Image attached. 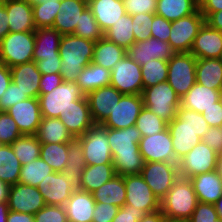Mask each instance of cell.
<instances>
[{"instance_id":"obj_20","label":"cell","mask_w":222,"mask_h":222,"mask_svg":"<svg viewBox=\"0 0 222 222\" xmlns=\"http://www.w3.org/2000/svg\"><path fill=\"white\" fill-rule=\"evenodd\" d=\"M124 94L109 85L89 92L86 97L89 102L91 117L95 124H103L111 114L110 109L119 102Z\"/></svg>"},{"instance_id":"obj_29","label":"cell","mask_w":222,"mask_h":222,"mask_svg":"<svg viewBox=\"0 0 222 222\" xmlns=\"http://www.w3.org/2000/svg\"><path fill=\"white\" fill-rule=\"evenodd\" d=\"M189 179L193 185L198 202L215 204L222 196V179L215 170Z\"/></svg>"},{"instance_id":"obj_37","label":"cell","mask_w":222,"mask_h":222,"mask_svg":"<svg viewBox=\"0 0 222 222\" xmlns=\"http://www.w3.org/2000/svg\"><path fill=\"white\" fill-rule=\"evenodd\" d=\"M114 175L116 173L113 164L86 165L78 189L93 193Z\"/></svg>"},{"instance_id":"obj_17","label":"cell","mask_w":222,"mask_h":222,"mask_svg":"<svg viewBox=\"0 0 222 222\" xmlns=\"http://www.w3.org/2000/svg\"><path fill=\"white\" fill-rule=\"evenodd\" d=\"M6 112L16 122L22 135H36L42 114L38 98H28L19 101Z\"/></svg>"},{"instance_id":"obj_75","label":"cell","mask_w":222,"mask_h":222,"mask_svg":"<svg viewBox=\"0 0 222 222\" xmlns=\"http://www.w3.org/2000/svg\"><path fill=\"white\" fill-rule=\"evenodd\" d=\"M217 163H222V147L217 152Z\"/></svg>"},{"instance_id":"obj_32","label":"cell","mask_w":222,"mask_h":222,"mask_svg":"<svg viewBox=\"0 0 222 222\" xmlns=\"http://www.w3.org/2000/svg\"><path fill=\"white\" fill-rule=\"evenodd\" d=\"M95 202L123 207L126 202V186L121 175H114L108 182L92 193Z\"/></svg>"},{"instance_id":"obj_41","label":"cell","mask_w":222,"mask_h":222,"mask_svg":"<svg viewBox=\"0 0 222 222\" xmlns=\"http://www.w3.org/2000/svg\"><path fill=\"white\" fill-rule=\"evenodd\" d=\"M104 37L127 50L133 43H135L132 16L127 13L122 15L120 20L104 32Z\"/></svg>"},{"instance_id":"obj_69","label":"cell","mask_w":222,"mask_h":222,"mask_svg":"<svg viewBox=\"0 0 222 222\" xmlns=\"http://www.w3.org/2000/svg\"><path fill=\"white\" fill-rule=\"evenodd\" d=\"M11 185L0 180V203L7 202Z\"/></svg>"},{"instance_id":"obj_55","label":"cell","mask_w":222,"mask_h":222,"mask_svg":"<svg viewBox=\"0 0 222 222\" xmlns=\"http://www.w3.org/2000/svg\"><path fill=\"white\" fill-rule=\"evenodd\" d=\"M126 13L130 16L139 13H155L157 0H123Z\"/></svg>"},{"instance_id":"obj_36","label":"cell","mask_w":222,"mask_h":222,"mask_svg":"<svg viewBox=\"0 0 222 222\" xmlns=\"http://www.w3.org/2000/svg\"><path fill=\"white\" fill-rule=\"evenodd\" d=\"M110 73V70L91 62L80 72L76 84L87 95L93 90L109 86Z\"/></svg>"},{"instance_id":"obj_59","label":"cell","mask_w":222,"mask_h":222,"mask_svg":"<svg viewBox=\"0 0 222 222\" xmlns=\"http://www.w3.org/2000/svg\"><path fill=\"white\" fill-rule=\"evenodd\" d=\"M203 118L207 121L209 127L222 126V103L221 100L214 103L208 109L202 112Z\"/></svg>"},{"instance_id":"obj_60","label":"cell","mask_w":222,"mask_h":222,"mask_svg":"<svg viewBox=\"0 0 222 222\" xmlns=\"http://www.w3.org/2000/svg\"><path fill=\"white\" fill-rule=\"evenodd\" d=\"M201 139L202 142L206 143L210 148L218 152L222 147V126L209 127Z\"/></svg>"},{"instance_id":"obj_19","label":"cell","mask_w":222,"mask_h":222,"mask_svg":"<svg viewBox=\"0 0 222 222\" xmlns=\"http://www.w3.org/2000/svg\"><path fill=\"white\" fill-rule=\"evenodd\" d=\"M37 188L46 205L64 206L76 190L66 179L63 172H53L41 181Z\"/></svg>"},{"instance_id":"obj_70","label":"cell","mask_w":222,"mask_h":222,"mask_svg":"<svg viewBox=\"0 0 222 222\" xmlns=\"http://www.w3.org/2000/svg\"><path fill=\"white\" fill-rule=\"evenodd\" d=\"M9 211L7 202L0 203V222H7Z\"/></svg>"},{"instance_id":"obj_5","label":"cell","mask_w":222,"mask_h":222,"mask_svg":"<svg viewBox=\"0 0 222 222\" xmlns=\"http://www.w3.org/2000/svg\"><path fill=\"white\" fill-rule=\"evenodd\" d=\"M143 105L167 123L177 115L180 97L167 81L145 88L142 91Z\"/></svg>"},{"instance_id":"obj_24","label":"cell","mask_w":222,"mask_h":222,"mask_svg":"<svg viewBox=\"0 0 222 222\" xmlns=\"http://www.w3.org/2000/svg\"><path fill=\"white\" fill-rule=\"evenodd\" d=\"M11 81L19 89L28 95L29 98H38L40 92L41 72L38 70L36 62H28L15 65L10 68Z\"/></svg>"},{"instance_id":"obj_21","label":"cell","mask_w":222,"mask_h":222,"mask_svg":"<svg viewBox=\"0 0 222 222\" xmlns=\"http://www.w3.org/2000/svg\"><path fill=\"white\" fill-rule=\"evenodd\" d=\"M59 119L74 138L83 135L95 124L86 95L80 100L73 101V105L63 112Z\"/></svg>"},{"instance_id":"obj_68","label":"cell","mask_w":222,"mask_h":222,"mask_svg":"<svg viewBox=\"0 0 222 222\" xmlns=\"http://www.w3.org/2000/svg\"><path fill=\"white\" fill-rule=\"evenodd\" d=\"M165 216L161 212V210H158L153 213L146 214L141 220L138 222H162L163 218Z\"/></svg>"},{"instance_id":"obj_7","label":"cell","mask_w":222,"mask_h":222,"mask_svg":"<svg viewBox=\"0 0 222 222\" xmlns=\"http://www.w3.org/2000/svg\"><path fill=\"white\" fill-rule=\"evenodd\" d=\"M85 94L73 82L63 81L50 93L39 94L38 100L42 117L59 118L73 101L80 100Z\"/></svg>"},{"instance_id":"obj_31","label":"cell","mask_w":222,"mask_h":222,"mask_svg":"<svg viewBox=\"0 0 222 222\" xmlns=\"http://www.w3.org/2000/svg\"><path fill=\"white\" fill-rule=\"evenodd\" d=\"M61 34L54 28H38L35 30V48L33 61L44 60V58L60 56L59 44Z\"/></svg>"},{"instance_id":"obj_6","label":"cell","mask_w":222,"mask_h":222,"mask_svg":"<svg viewBox=\"0 0 222 222\" xmlns=\"http://www.w3.org/2000/svg\"><path fill=\"white\" fill-rule=\"evenodd\" d=\"M197 58L190 52L175 53L168 60L167 82L182 98L196 83Z\"/></svg>"},{"instance_id":"obj_12","label":"cell","mask_w":222,"mask_h":222,"mask_svg":"<svg viewBox=\"0 0 222 222\" xmlns=\"http://www.w3.org/2000/svg\"><path fill=\"white\" fill-rule=\"evenodd\" d=\"M110 85L122 94L141 95V66L128 55L118 61L110 73Z\"/></svg>"},{"instance_id":"obj_77","label":"cell","mask_w":222,"mask_h":222,"mask_svg":"<svg viewBox=\"0 0 222 222\" xmlns=\"http://www.w3.org/2000/svg\"><path fill=\"white\" fill-rule=\"evenodd\" d=\"M219 59H220V61L222 62V52H221V55H220Z\"/></svg>"},{"instance_id":"obj_13","label":"cell","mask_w":222,"mask_h":222,"mask_svg":"<svg viewBox=\"0 0 222 222\" xmlns=\"http://www.w3.org/2000/svg\"><path fill=\"white\" fill-rule=\"evenodd\" d=\"M123 178L126 186L125 205L134 206L146 214L160 210V199L153 193L140 174L127 175Z\"/></svg>"},{"instance_id":"obj_63","label":"cell","mask_w":222,"mask_h":222,"mask_svg":"<svg viewBox=\"0 0 222 222\" xmlns=\"http://www.w3.org/2000/svg\"><path fill=\"white\" fill-rule=\"evenodd\" d=\"M199 10L206 19L211 13L222 10V0H199Z\"/></svg>"},{"instance_id":"obj_27","label":"cell","mask_w":222,"mask_h":222,"mask_svg":"<svg viewBox=\"0 0 222 222\" xmlns=\"http://www.w3.org/2000/svg\"><path fill=\"white\" fill-rule=\"evenodd\" d=\"M100 29L105 32L126 14L123 0H87Z\"/></svg>"},{"instance_id":"obj_16","label":"cell","mask_w":222,"mask_h":222,"mask_svg":"<svg viewBox=\"0 0 222 222\" xmlns=\"http://www.w3.org/2000/svg\"><path fill=\"white\" fill-rule=\"evenodd\" d=\"M7 203L10 211L31 215H34L46 205L37 187L20 182L11 185Z\"/></svg>"},{"instance_id":"obj_3","label":"cell","mask_w":222,"mask_h":222,"mask_svg":"<svg viewBox=\"0 0 222 222\" xmlns=\"http://www.w3.org/2000/svg\"><path fill=\"white\" fill-rule=\"evenodd\" d=\"M198 199L189 178L179 176L172 188L160 200V210L170 219L188 221Z\"/></svg>"},{"instance_id":"obj_47","label":"cell","mask_w":222,"mask_h":222,"mask_svg":"<svg viewBox=\"0 0 222 222\" xmlns=\"http://www.w3.org/2000/svg\"><path fill=\"white\" fill-rule=\"evenodd\" d=\"M73 35L94 42L104 37V32L100 29L99 24L88 7L81 13L79 24H77Z\"/></svg>"},{"instance_id":"obj_67","label":"cell","mask_w":222,"mask_h":222,"mask_svg":"<svg viewBox=\"0 0 222 222\" xmlns=\"http://www.w3.org/2000/svg\"><path fill=\"white\" fill-rule=\"evenodd\" d=\"M205 22L213 29L222 32V10L218 12L211 13Z\"/></svg>"},{"instance_id":"obj_66","label":"cell","mask_w":222,"mask_h":222,"mask_svg":"<svg viewBox=\"0 0 222 222\" xmlns=\"http://www.w3.org/2000/svg\"><path fill=\"white\" fill-rule=\"evenodd\" d=\"M7 222H35V220L34 215L23 212L9 211Z\"/></svg>"},{"instance_id":"obj_8","label":"cell","mask_w":222,"mask_h":222,"mask_svg":"<svg viewBox=\"0 0 222 222\" xmlns=\"http://www.w3.org/2000/svg\"><path fill=\"white\" fill-rule=\"evenodd\" d=\"M76 139L83 147V157L87 165L113 164L107 128L102 124H94Z\"/></svg>"},{"instance_id":"obj_52","label":"cell","mask_w":222,"mask_h":222,"mask_svg":"<svg viewBox=\"0 0 222 222\" xmlns=\"http://www.w3.org/2000/svg\"><path fill=\"white\" fill-rule=\"evenodd\" d=\"M35 222H68L64 206L45 205L34 214Z\"/></svg>"},{"instance_id":"obj_23","label":"cell","mask_w":222,"mask_h":222,"mask_svg":"<svg viewBox=\"0 0 222 222\" xmlns=\"http://www.w3.org/2000/svg\"><path fill=\"white\" fill-rule=\"evenodd\" d=\"M88 7L87 0H61L60 10L55 18L52 28L61 35L74 34L79 24L81 13Z\"/></svg>"},{"instance_id":"obj_51","label":"cell","mask_w":222,"mask_h":222,"mask_svg":"<svg viewBox=\"0 0 222 222\" xmlns=\"http://www.w3.org/2000/svg\"><path fill=\"white\" fill-rule=\"evenodd\" d=\"M155 13H139L132 15V26L135 42L144 41L151 37V27Z\"/></svg>"},{"instance_id":"obj_58","label":"cell","mask_w":222,"mask_h":222,"mask_svg":"<svg viewBox=\"0 0 222 222\" xmlns=\"http://www.w3.org/2000/svg\"><path fill=\"white\" fill-rule=\"evenodd\" d=\"M145 215L146 213L141 209H137L131 205H124L120 207L112 222H138Z\"/></svg>"},{"instance_id":"obj_48","label":"cell","mask_w":222,"mask_h":222,"mask_svg":"<svg viewBox=\"0 0 222 222\" xmlns=\"http://www.w3.org/2000/svg\"><path fill=\"white\" fill-rule=\"evenodd\" d=\"M135 126L143 137L162 132L167 128V122L148 108L143 107L136 120Z\"/></svg>"},{"instance_id":"obj_50","label":"cell","mask_w":222,"mask_h":222,"mask_svg":"<svg viewBox=\"0 0 222 222\" xmlns=\"http://www.w3.org/2000/svg\"><path fill=\"white\" fill-rule=\"evenodd\" d=\"M22 136L16 122L6 112L0 111V144L11 145Z\"/></svg>"},{"instance_id":"obj_40","label":"cell","mask_w":222,"mask_h":222,"mask_svg":"<svg viewBox=\"0 0 222 222\" xmlns=\"http://www.w3.org/2000/svg\"><path fill=\"white\" fill-rule=\"evenodd\" d=\"M21 167L11 145L0 144V180L9 185L17 184Z\"/></svg>"},{"instance_id":"obj_57","label":"cell","mask_w":222,"mask_h":222,"mask_svg":"<svg viewBox=\"0 0 222 222\" xmlns=\"http://www.w3.org/2000/svg\"><path fill=\"white\" fill-rule=\"evenodd\" d=\"M170 30L171 22L166 20L164 17L154 14L151 27V37L168 42Z\"/></svg>"},{"instance_id":"obj_49","label":"cell","mask_w":222,"mask_h":222,"mask_svg":"<svg viewBox=\"0 0 222 222\" xmlns=\"http://www.w3.org/2000/svg\"><path fill=\"white\" fill-rule=\"evenodd\" d=\"M176 117L184 122L185 125L190 126L199 137H203L209 129L207 121L203 118L202 113L179 107L177 109Z\"/></svg>"},{"instance_id":"obj_15","label":"cell","mask_w":222,"mask_h":222,"mask_svg":"<svg viewBox=\"0 0 222 222\" xmlns=\"http://www.w3.org/2000/svg\"><path fill=\"white\" fill-rule=\"evenodd\" d=\"M143 107L141 95L124 94L120 101L110 109L111 114L102 125L110 129H124L134 126Z\"/></svg>"},{"instance_id":"obj_43","label":"cell","mask_w":222,"mask_h":222,"mask_svg":"<svg viewBox=\"0 0 222 222\" xmlns=\"http://www.w3.org/2000/svg\"><path fill=\"white\" fill-rule=\"evenodd\" d=\"M68 143H41L40 158L55 172H63L67 165Z\"/></svg>"},{"instance_id":"obj_1","label":"cell","mask_w":222,"mask_h":222,"mask_svg":"<svg viewBox=\"0 0 222 222\" xmlns=\"http://www.w3.org/2000/svg\"><path fill=\"white\" fill-rule=\"evenodd\" d=\"M107 136L115 173L121 176L140 174L145 162L139 150L142 136L137 127L107 128Z\"/></svg>"},{"instance_id":"obj_72","label":"cell","mask_w":222,"mask_h":222,"mask_svg":"<svg viewBox=\"0 0 222 222\" xmlns=\"http://www.w3.org/2000/svg\"><path fill=\"white\" fill-rule=\"evenodd\" d=\"M215 171L218 176L222 179V163H217Z\"/></svg>"},{"instance_id":"obj_4","label":"cell","mask_w":222,"mask_h":222,"mask_svg":"<svg viewBox=\"0 0 222 222\" xmlns=\"http://www.w3.org/2000/svg\"><path fill=\"white\" fill-rule=\"evenodd\" d=\"M35 31L9 32L0 42V62L11 68L33 61Z\"/></svg>"},{"instance_id":"obj_61","label":"cell","mask_w":222,"mask_h":222,"mask_svg":"<svg viewBox=\"0 0 222 222\" xmlns=\"http://www.w3.org/2000/svg\"><path fill=\"white\" fill-rule=\"evenodd\" d=\"M36 65L41 74H57L60 73L61 58L60 56L44 58L36 61Z\"/></svg>"},{"instance_id":"obj_28","label":"cell","mask_w":222,"mask_h":222,"mask_svg":"<svg viewBox=\"0 0 222 222\" xmlns=\"http://www.w3.org/2000/svg\"><path fill=\"white\" fill-rule=\"evenodd\" d=\"M10 32L35 31L32 6L21 0H4Z\"/></svg>"},{"instance_id":"obj_2","label":"cell","mask_w":222,"mask_h":222,"mask_svg":"<svg viewBox=\"0 0 222 222\" xmlns=\"http://www.w3.org/2000/svg\"><path fill=\"white\" fill-rule=\"evenodd\" d=\"M95 43L73 34L61 36L59 54L63 81L77 82L80 72L92 62Z\"/></svg>"},{"instance_id":"obj_39","label":"cell","mask_w":222,"mask_h":222,"mask_svg":"<svg viewBox=\"0 0 222 222\" xmlns=\"http://www.w3.org/2000/svg\"><path fill=\"white\" fill-rule=\"evenodd\" d=\"M86 161L83 157V147L81 143L75 138L68 143L67 165L63 173L67 181L75 188H79L81 176L86 167Z\"/></svg>"},{"instance_id":"obj_18","label":"cell","mask_w":222,"mask_h":222,"mask_svg":"<svg viewBox=\"0 0 222 222\" xmlns=\"http://www.w3.org/2000/svg\"><path fill=\"white\" fill-rule=\"evenodd\" d=\"M174 54L168 42L153 37L135 42L127 49V55L140 66L153 59L168 61Z\"/></svg>"},{"instance_id":"obj_44","label":"cell","mask_w":222,"mask_h":222,"mask_svg":"<svg viewBox=\"0 0 222 222\" xmlns=\"http://www.w3.org/2000/svg\"><path fill=\"white\" fill-rule=\"evenodd\" d=\"M55 172L43 159L38 158L21 167L19 182L37 187L38 184Z\"/></svg>"},{"instance_id":"obj_30","label":"cell","mask_w":222,"mask_h":222,"mask_svg":"<svg viewBox=\"0 0 222 222\" xmlns=\"http://www.w3.org/2000/svg\"><path fill=\"white\" fill-rule=\"evenodd\" d=\"M222 90H214L195 83L192 88L180 98V107H184L198 113L214 106L220 100Z\"/></svg>"},{"instance_id":"obj_71","label":"cell","mask_w":222,"mask_h":222,"mask_svg":"<svg viewBox=\"0 0 222 222\" xmlns=\"http://www.w3.org/2000/svg\"><path fill=\"white\" fill-rule=\"evenodd\" d=\"M214 205L218 212V216L222 218V196L218 199V201Z\"/></svg>"},{"instance_id":"obj_33","label":"cell","mask_w":222,"mask_h":222,"mask_svg":"<svg viewBox=\"0 0 222 222\" xmlns=\"http://www.w3.org/2000/svg\"><path fill=\"white\" fill-rule=\"evenodd\" d=\"M196 82L210 89L222 90V62L220 59H197Z\"/></svg>"},{"instance_id":"obj_74","label":"cell","mask_w":222,"mask_h":222,"mask_svg":"<svg viewBox=\"0 0 222 222\" xmlns=\"http://www.w3.org/2000/svg\"><path fill=\"white\" fill-rule=\"evenodd\" d=\"M162 222H187V221L170 219V218L164 217Z\"/></svg>"},{"instance_id":"obj_65","label":"cell","mask_w":222,"mask_h":222,"mask_svg":"<svg viewBox=\"0 0 222 222\" xmlns=\"http://www.w3.org/2000/svg\"><path fill=\"white\" fill-rule=\"evenodd\" d=\"M11 82V70L0 62V97L6 91Z\"/></svg>"},{"instance_id":"obj_34","label":"cell","mask_w":222,"mask_h":222,"mask_svg":"<svg viewBox=\"0 0 222 222\" xmlns=\"http://www.w3.org/2000/svg\"><path fill=\"white\" fill-rule=\"evenodd\" d=\"M127 55V50L105 37L96 41L92 63L112 70L115 64Z\"/></svg>"},{"instance_id":"obj_9","label":"cell","mask_w":222,"mask_h":222,"mask_svg":"<svg viewBox=\"0 0 222 222\" xmlns=\"http://www.w3.org/2000/svg\"><path fill=\"white\" fill-rule=\"evenodd\" d=\"M140 175L160 200L180 176L178 163L159 161L144 163Z\"/></svg>"},{"instance_id":"obj_62","label":"cell","mask_w":222,"mask_h":222,"mask_svg":"<svg viewBox=\"0 0 222 222\" xmlns=\"http://www.w3.org/2000/svg\"><path fill=\"white\" fill-rule=\"evenodd\" d=\"M63 82L60 73L57 74H42L40 79L39 94L50 93Z\"/></svg>"},{"instance_id":"obj_10","label":"cell","mask_w":222,"mask_h":222,"mask_svg":"<svg viewBox=\"0 0 222 222\" xmlns=\"http://www.w3.org/2000/svg\"><path fill=\"white\" fill-rule=\"evenodd\" d=\"M216 165L217 152L201 141L178 161L179 175L184 178H192L214 171Z\"/></svg>"},{"instance_id":"obj_64","label":"cell","mask_w":222,"mask_h":222,"mask_svg":"<svg viewBox=\"0 0 222 222\" xmlns=\"http://www.w3.org/2000/svg\"><path fill=\"white\" fill-rule=\"evenodd\" d=\"M4 0H0V42L10 32Z\"/></svg>"},{"instance_id":"obj_73","label":"cell","mask_w":222,"mask_h":222,"mask_svg":"<svg viewBox=\"0 0 222 222\" xmlns=\"http://www.w3.org/2000/svg\"><path fill=\"white\" fill-rule=\"evenodd\" d=\"M21 1H24V2H26L27 4L33 6V5H35V4L44 2L45 0H21Z\"/></svg>"},{"instance_id":"obj_38","label":"cell","mask_w":222,"mask_h":222,"mask_svg":"<svg viewBox=\"0 0 222 222\" xmlns=\"http://www.w3.org/2000/svg\"><path fill=\"white\" fill-rule=\"evenodd\" d=\"M199 9L198 0H157L155 14L173 22Z\"/></svg>"},{"instance_id":"obj_46","label":"cell","mask_w":222,"mask_h":222,"mask_svg":"<svg viewBox=\"0 0 222 222\" xmlns=\"http://www.w3.org/2000/svg\"><path fill=\"white\" fill-rule=\"evenodd\" d=\"M61 0H45L35 4L33 9V21L36 29L52 27L59 12Z\"/></svg>"},{"instance_id":"obj_76","label":"cell","mask_w":222,"mask_h":222,"mask_svg":"<svg viewBox=\"0 0 222 222\" xmlns=\"http://www.w3.org/2000/svg\"><path fill=\"white\" fill-rule=\"evenodd\" d=\"M214 222H222V218H217Z\"/></svg>"},{"instance_id":"obj_26","label":"cell","mask_w":222,"mask_h":222,"mask_svg":"<svg viewBox=\"0 0 222 222\" xmlns=\"http://www.w3.org/2000/svg\"><path fill=\"white\" fill-rule=\"evenodd\" d=\"M95 205L92 193L76 189L64 205L68 222H92Z\"/></svg>"},{"instance_id":"obj_35","label":"cell","mask_w":222,"mask_h":222,"mask_svg":"<svg viewBox=\"0 0 222 222\" xmlns=\"http://www.w3.org/2000/svg\"><path fill=\"white\" fill-rule=\"evenodd\" d=\"M36 137L41 143H69L75 138L59 118L42 117Z\"/></svg>"},{"instance_id":"obj_54","label":"cell","mask_w":222,"mask_h":222,"mask_svg":"<svg viewBox=\"0 0 222 222\" xmlns=\"http://www.w3.org/2000/svg\"><path fill=\"white\" fill-rule=\"evenodd\" d=\"M217 218L219 216L214 204L198 202L187 222H214Z\"/></svg>"},{"instance_id":"obj_45","label":"cell","mask_w":222,"mask_h":222,"mask_svg":"<svg viewBox=\"0 0 222 222\" xmlns=\"http://www.w3.org/2000/svg\"><path fill=\"white\" fill-rule=\"evenodd\" d=\"M141 75L143 90L167 81L168 61L160 59L149 60L148 63L141 65Z\"/></svg>"},{"instance_id":"obj_14","label":"cell","mask_w":222,"mask_h":222,"mask_svg":"<svg viewBox=\"0 0 222 222\" xmlns=\"http://www.w3.org/2000/svg\"><path fill=\"white\" fill-rule=\"evenodd\" d=\"M139 150L145 163L157 161L176 163L172 137L168 128L153 135L143 136L139 142Z\"/></svg>"},{"instance_id":"obj_22","label":"cell","mask_w":222,"mask_h":222,"mask_svg":"<svg viewBox=\"0 0 222 222\" xmlns=\"http://www.w3.org/2000/svg\"><path fill=\"white\" fill-rule=\"evenodd\" d=\"M222 52V32L206 22L194 38L190 53L197 59L219 58Z\"/></svg>"},{"instance_id":"obj_11","label":"cell","mask_w":222,"mask_h":222,"mask_svg":"<svg viewBox=\"0 0 222 222\" xmlns=\"http://www.w3.org/2000/svg\"><path fill=\"white\" fill-rule=\"evenodd\" d=\"M204 23L205 17L199 9L187 17L171 22L168 43L175 53L190 52L194 38Z\"/></svg>"},{"instance_id":"obj_56","label":"cell","mask_w":222,"mask_h":222,"mask_svg":"<svg viewBox=\"0 0 222 222\" xmlns=\"http://www.w3.org/2000/svg\"><path fill=\"white\" fill-rule=\"evenodd\" d=\"M119 209L112 204L96 202L92 222H112Z\"/></svg>"},{"instance_id":"obj_42","label":"cell","mask_w":222,"mask_h":222,"mask_svg":"<svg viewBox=\"0 0 222 222\" xmlns=\"http://www.w3.org/2000/svg\"><path fill=\"white\" fill-rule=\"evenodd\" d=\"M11 147L21 165L40 158L41 142L36 135H22L11 144Z\"/></svg>"},{"instance_id":"obj_53","label":"cell","mask_w":222,"mask_h":222,"mask_svg":"<svg viewBox=\"0 0 222 222\" xmlns=\"http://www.w3.org/2000/svg\"><path fill=\"white\" fill-rule=\"evenodd\" d=\"M28 98V95L23 93L19 87L11 81L6 91L0 97V111H6L19 101H23Z\"/></svg>"},{"instance_id":"obj_25","label":"cell","mask_w":222,"mask_h":222,"mask_svg":"<svg viewBox=\"0 0 222 222\" xmlns=\"http://www.w3.org/2000/svg\"><path fill=\"white\" fill-rule=\"evenodd\" d=\"M167 128L172 137V144L176 163L183 158L196 144L202 141L196 132L175 117L171 122L167 123Z\"/></svg>"}]
</instances>
